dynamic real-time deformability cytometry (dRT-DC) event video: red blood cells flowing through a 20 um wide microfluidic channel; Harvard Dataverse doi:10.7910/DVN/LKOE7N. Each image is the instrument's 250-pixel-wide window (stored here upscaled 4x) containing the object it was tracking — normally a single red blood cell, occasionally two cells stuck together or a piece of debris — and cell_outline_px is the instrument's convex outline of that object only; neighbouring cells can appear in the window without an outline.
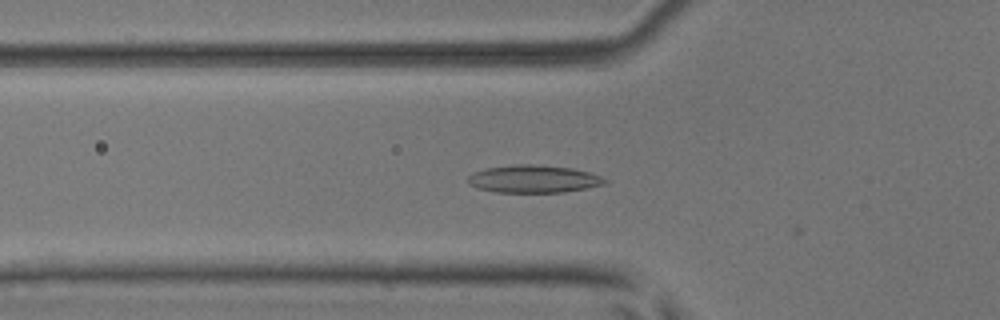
{"species": "common noctule bat (a hibernating species)", "species_latin": "Nyctalus noctula", "temperature_condition": "room temperature", "stored_images_in_passage": 4, "camera_frame_rate_fps": 3000, "um_per_image_px": 0.085, "animal": {"sex": "male", "body_mass_g": 17.9, "forearm_length_mm": 54.2}, "frame": {"image": 1, "passage_image": 3, "time_ms": 0.667, "image_size_px": [1000, 320], "cell_outline_px": [[608, 180], [604, 184], [564, 192], [496, 192], [480, 188], [468, 184], [468, 176], [472, 172], [488, 168], [516, 164], [532, 164], [572, 168], [588, 172], [600, 176]], "centroid_in_image_um": [45.33, 15.21], "position_along_channel_um": 80.5, "area_um2": 21.79}}